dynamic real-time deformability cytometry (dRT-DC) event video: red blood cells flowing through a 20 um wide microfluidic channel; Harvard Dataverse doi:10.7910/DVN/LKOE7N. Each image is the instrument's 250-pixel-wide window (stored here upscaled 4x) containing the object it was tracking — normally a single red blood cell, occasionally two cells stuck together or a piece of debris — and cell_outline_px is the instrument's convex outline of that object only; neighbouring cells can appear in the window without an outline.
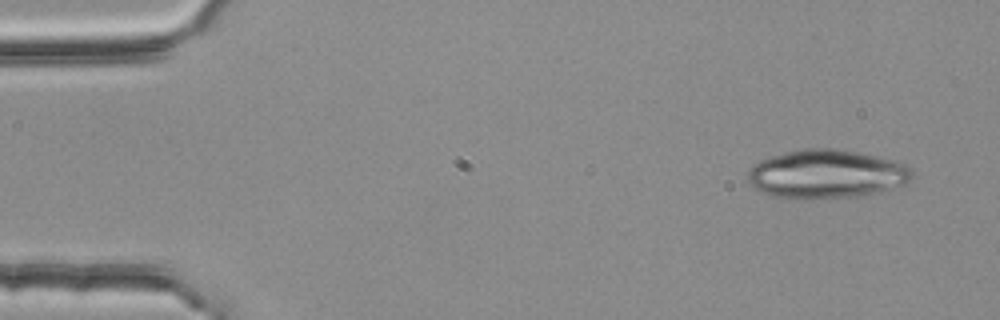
{"species": "common noctule bat (a hibernating species)", "species_latin": "Nyctalus noctula", "temperature_condition": "room temperature", "stored_images_in_passage": 3, "camera_frame_rate_fps": 3000, "um_per_image_px": 0.085, "animal": {"sex": "female", "body_mass_g": 25.1}, "frame": {"image": 1, "passage_image": 1, "time_ms": 0.0, "image_size_px": [1000, 320], "cell_outline_px": [[912, 176], [904, 184], [892, 188], [856, 196], [772, 196], [760, 192], [748, 180], [748, 168], [752, 164], [760, 160], [772, 156], [800, 148], [836, 148], [896, 160], [904, 164], [912, 172]], "centroid_in_image_um": [70.22, 14.74], "position_along_channel_um": 14.8, "area_um2": 45.43}}